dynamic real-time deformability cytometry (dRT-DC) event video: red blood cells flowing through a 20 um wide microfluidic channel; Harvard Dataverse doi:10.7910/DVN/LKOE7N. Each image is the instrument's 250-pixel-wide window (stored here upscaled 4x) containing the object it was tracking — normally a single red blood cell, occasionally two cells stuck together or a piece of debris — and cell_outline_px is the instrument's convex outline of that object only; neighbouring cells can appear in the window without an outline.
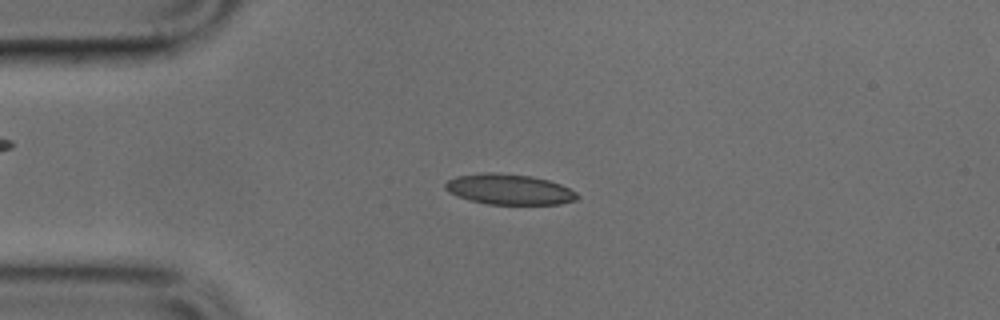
{"species": "common noctule bat (a hibernating species)", "species_latin": "Nyctalus noctula", "temperature_condition": "cold", "stored_images_in_passage": 44, "camera_frame_rate_fps": 3000, "um_per_image_px": 0.085, "animal": {"sex": "male", "body_mass_g": 17.9, "forearm_length_mm": 54.2}, "frame": {"image": 1, "passage_image": 6, "time_ms": 1.667, "image_size_px": [1000, 320], "cell_outline_px": [[580, 196], [576, 200], [560, 204], [488, 204], [456, 196], [448, 192], [444, 188], [444, 184], [448, 180], [456, 176], [484, 172], [492, 172], [532, 176], [548, 180], [560, 184], [576, 192]], "centroid_in_image_um": [43.27, 16.09], "position_along_channel_um": 41.7, "area_um2": 23.47}}
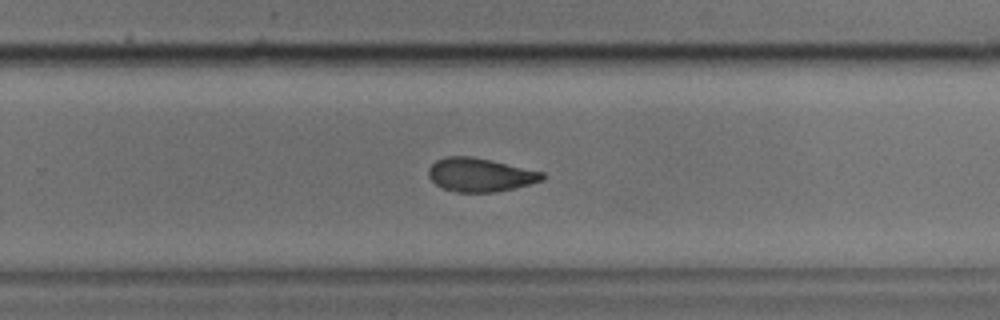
{"frame": {"image": 2, "passage_image": 26, "time_ms": 8.333, "image_size_px": [1000, 320], "cell_outline_px": [[544, 180], [496, 192], [456, 192], [444, 188], [436, 184], [428, 176], [428, 168], [436, 160], [444, 156], [472, 156], [492, 160], [544, 172]], "centroid_in_image_um": [40.79, 14.84], "position_along_channel_um": 289.0, "area_um2": 22.25}}
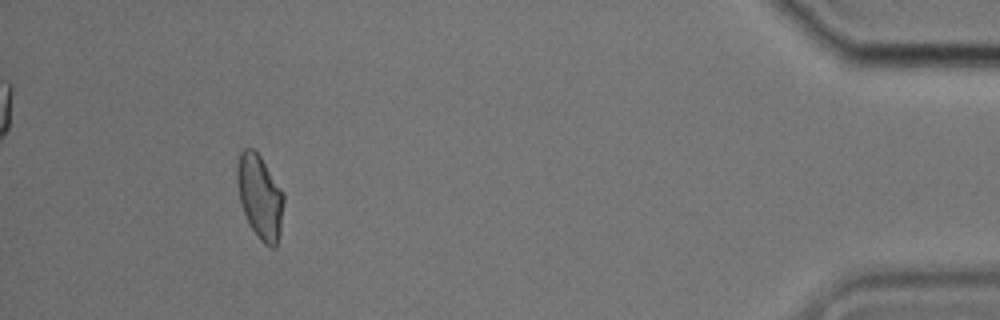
{"frame": {"image": 3, "passage_image": 40, "time_ms": 13.0, "image_size_px": [1000, 320], "cell_outline_px": [[284, 200], [280, 232], [276, 248], [272, 248], [264, 244], [256, 236], [240, 204], [236, 180], [236, 164], [240, 152], [244, 148], [252, 148], [260, 156], [284, 192]], "centroid_in_image_um": [22.08, 16.72], "position_along_channel_um": 413.1, "area_um2": 23.0}}